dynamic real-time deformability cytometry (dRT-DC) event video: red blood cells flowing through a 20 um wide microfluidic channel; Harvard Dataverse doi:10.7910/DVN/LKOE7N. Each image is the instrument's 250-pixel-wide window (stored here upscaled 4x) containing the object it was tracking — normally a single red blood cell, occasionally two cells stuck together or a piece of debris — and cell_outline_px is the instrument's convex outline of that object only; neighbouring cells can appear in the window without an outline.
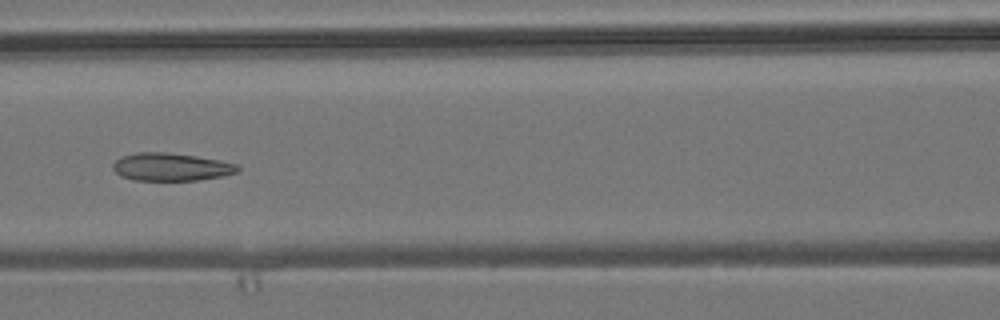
{"species": "common noctule bat (a hibernating species)", "species_latin": "Nyctalus noctula", "temperature_condition": "room temperature", "stored_images_in_passage": 9, "camera_frame_rate_fps": 3000, "um_per_image_px": 0.085, "animal": {"sex": "male", "body_mass_g": 19.2, "forearm_length_mm": 51.8}, "frame": {"image": 1, "passage_image": 7, "time_ms": 2.0, "image_size_px": [1000, 320], "cell_outline_px": [[240, 168], [236, 172], [224, 176], [196, 180], [132, 180], [120, 176], [112, 168], [112, 164], [120, 156], [136, 152], [168, 152], [196, 156], [236, 164]], "centroid_in_image_um": [14.48, 14.18], "position_along_channel_um": 152.1, "area_um2": 20.23}}
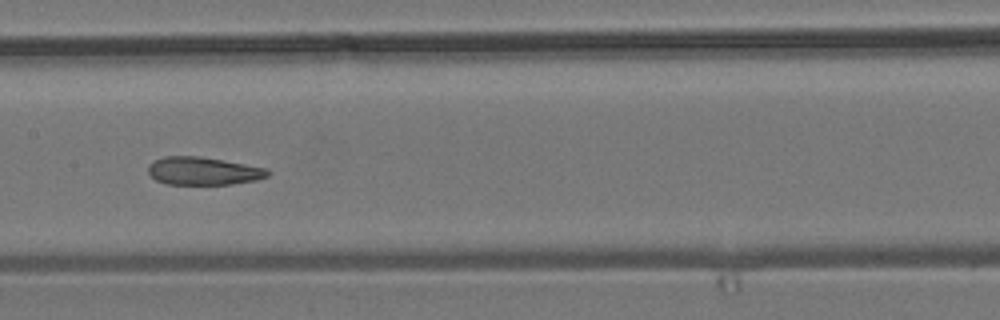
{"frame": {"image": 2, "passage_image": 8, "time_ms": 2.333, "image_size_px": [1000, 320], "cell_outline_px": [[272, 172], [268, 176], [256, 180], [232, 184], [168, 184], [156, 180], [148, 172], [148, 164], [152, 160], [164, 156], [200, 156], [268, 168]], "centroid_in_image_um": [17.28, 14.52], "position_along_channel_um": 190.1, "area_um2": 19.59}}
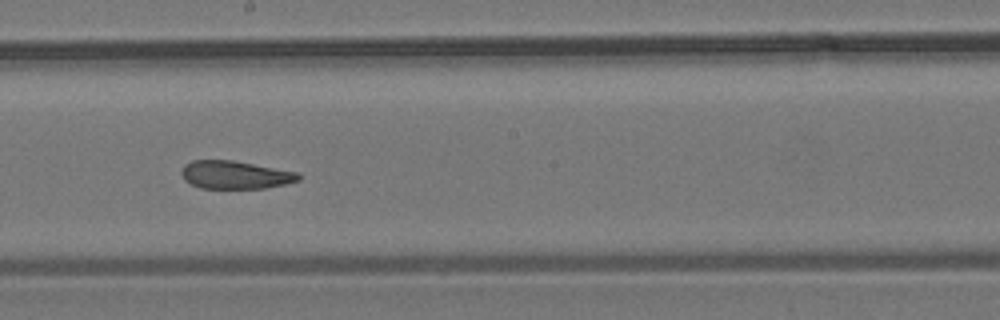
{"frame": {"image": 3, "passage_image": 9, "time_ms": 2.667, "image_size_px": [1000, 320], "cell_outline_px": [[300, 180], [284, 184], [264, 188], [200, 188], [184, 180], [180, 172], [184, 164], [192, 160], [232, 160], [300, 172]], "centroid_in_image_um": [19.98, 14.85], "position_along_channel_um": 228.2, "area_um2": 19.19}}